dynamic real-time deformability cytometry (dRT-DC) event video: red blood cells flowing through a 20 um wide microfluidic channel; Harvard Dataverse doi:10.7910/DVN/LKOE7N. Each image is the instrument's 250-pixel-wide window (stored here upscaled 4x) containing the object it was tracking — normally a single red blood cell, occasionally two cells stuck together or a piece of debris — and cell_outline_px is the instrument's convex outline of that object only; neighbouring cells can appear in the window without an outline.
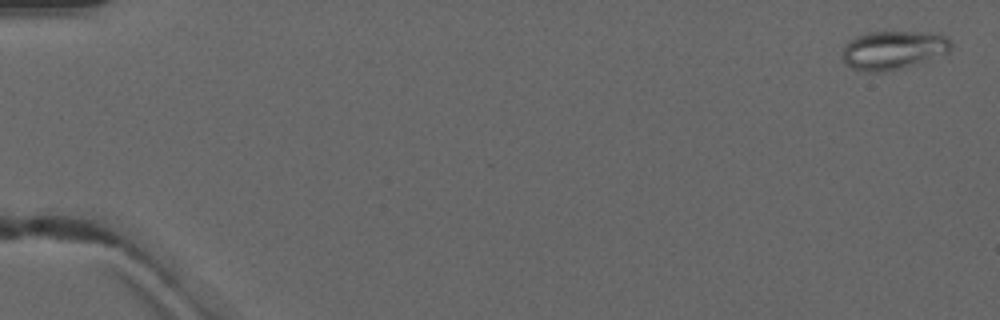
{"species": "common noctule bat (a hibernating species)", "species_latin": "Nyctalus noctula", "temperature_condition": "warm", "stored_images_in_passage": 4, "camera_frame_rate_fps": 3000, "um_per_image_px": 0.085, "animal": {"sex": "male", "forearm_length_mm": 52.5}, "frame": {"image": 1, "passage_image": 1, "time_ms": 0.0, "image_size_px": [1000, 320], "cell_outline_px": [[952, 48], [948, 52], [884, 72], [868, 72], [852, 68], [844, 64], [844, 44], [848, 40], [864, 32], [932, 32], [948, 36], [952, 44]], "centroid_in_image_um": [75.89, 4.22], "position_along_channel_um": 9.1, "area_um2": 24.16}}